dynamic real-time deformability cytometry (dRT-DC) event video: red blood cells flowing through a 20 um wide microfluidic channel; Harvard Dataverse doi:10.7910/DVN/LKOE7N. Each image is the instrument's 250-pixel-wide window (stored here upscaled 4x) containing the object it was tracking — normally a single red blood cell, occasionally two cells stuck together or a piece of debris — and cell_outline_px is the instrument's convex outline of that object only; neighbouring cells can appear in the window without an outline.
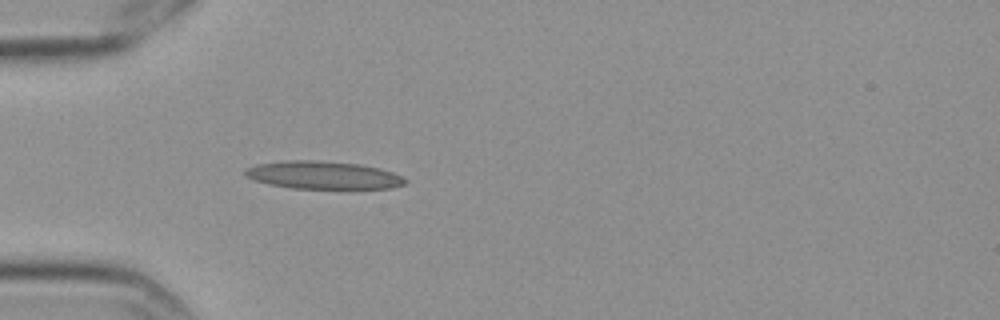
{"species": "Egyptian fruit bat (a non-hibernating species)", "species_latin": "Rousettus aegyptiacus", "temperature_condition": "cold", "stored_images_in_passage": 4, "camera_frame_rate_fps": 3000, "um_per_image_px": 0.085, "frame": {"image": 1, "passage_image": 4, "time_ms": 1.0, "image_size_px": [1000, 320], "cell_outline_px": [[408, 180], [404, 184], [392, 188], [292, 188], [268, 184], [244, 176], [244, 168], [256, 164], [284, 160], [316, 160], [360, 164], [380, 168], [392, 172]], "centroid_in_image_um": [27.43, 14.87], "position_along_channel_um": 57.6, "area_um2": 25.95}}